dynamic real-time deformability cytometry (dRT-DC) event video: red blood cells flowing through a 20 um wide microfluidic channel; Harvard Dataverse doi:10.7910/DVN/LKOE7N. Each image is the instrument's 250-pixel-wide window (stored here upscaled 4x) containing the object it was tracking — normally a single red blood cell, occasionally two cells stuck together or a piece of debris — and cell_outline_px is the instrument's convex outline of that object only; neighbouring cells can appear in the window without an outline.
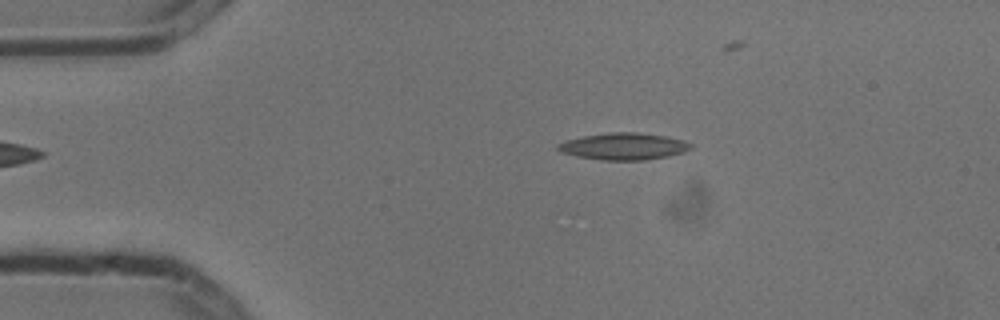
{"species": "common noctule bat (a hibernating species)", "species_latin": "Nyctalus noctula", "temperature_condition": "cold", "stored_images_in_passage": 3, "camera_frame_rate_fps": 3000, "um_per_image_px": 0.085, "animal": {"sex": "male", "body_mass_g": 13.3}, "frame": {"image": 1, "passage_image": 3, "time_ms": 0.667, "image_size_px": [1000, 320], "cell_outline_px": [[692, 148], [684, 152], [668, 156], [644, 160], [600, 160], [576, 156], [560, 152], [556, 148], [556, 144], [564, 140], [584, 136], [608, 132], [636, 132], [664, 136], [684, 140], [692, 144]], "centroid_in_image_um": [52.98, 12.44], "position_along_channel_um": 32.0, "area_um2": 20.92}}